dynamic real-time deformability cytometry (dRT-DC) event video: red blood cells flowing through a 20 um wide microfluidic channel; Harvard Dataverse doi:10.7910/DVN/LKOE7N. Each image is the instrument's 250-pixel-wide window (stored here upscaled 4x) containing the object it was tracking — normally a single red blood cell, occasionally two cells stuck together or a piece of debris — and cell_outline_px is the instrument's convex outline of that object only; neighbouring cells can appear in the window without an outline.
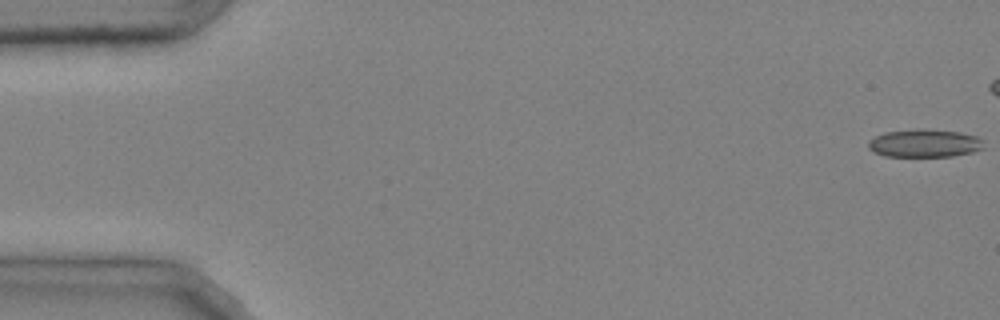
{"species": "common noctule bat (a hibernating species)", "species_latin": "Nyctalus noctula", "temperature_condition": "cold", "stored_images_in_passage": 41, "camera_frame_rate_fps": 3000, "um_per_image_px": 0.085, "animal": {"sex": "male", "body_mass_g": 20.4}, "frame": {"image": 1, "passage_image": 1, "time_ms": 0.0, "image_size_px": [1000, 320], "cell_outline_px": [[984, 148], [972, 152], [952, 156], [884, 156], [872, 152], [868, 148], [868, 140], [884, 132], [916, 128], [920, 128], [960, 132], [976, 136], [984, 140]], "centroid_in_image_um": [78.57, 12.17], "position_along_channel_um": 6.4, "area_um2": 19.07}}
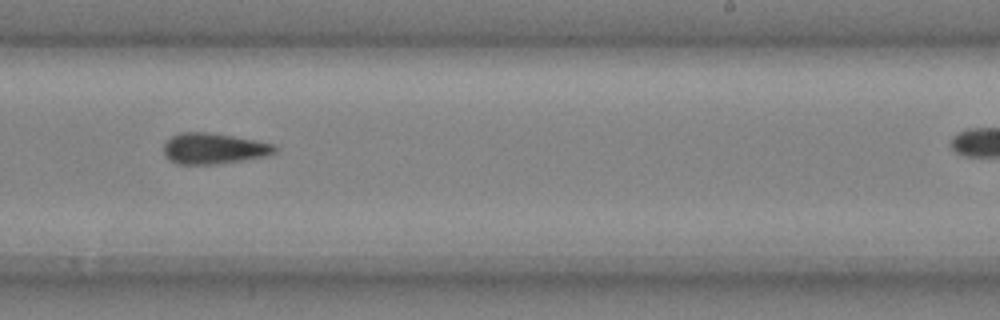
{"frame": {"image": 2, "passage_image": 31, "time_ms": 10.0, "image_size_px": [1000, 320], "cell_outline_px": [[280, 148], [276, 152], [264, 156], [244, 160], [216, 164], [176, 164], [168, 160], [164, 156], [164, 144], [172, 136], [180, 132], [208, 132], [256, 140], [276, 144]], "centroid_in_image_um": [18.18, 12.63], "position_along_channel_um": 270.8, "area_um2": 20.17}}
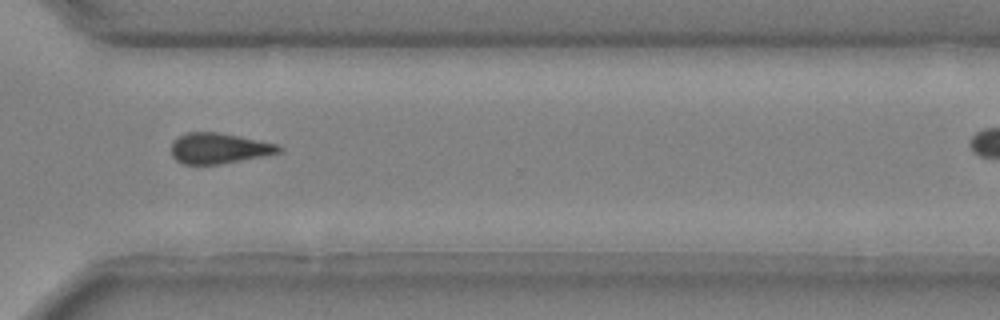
{"frame": {"image": 3, "passage_image": 37, "time_ms": 12.0, "image_size_px": [1000, 320], "cell_outline_px": [[284, 152], [264, 156], [220, 164], [184, 164], [176, 160], [172, 156], [172, 140], [188, 132], [216, 132], [280, 144], [284, 148]], "centroid_in_image_um": [18.66, 12.61], "position_along_channel_um": 351.9, "area_um2": 19.25}}